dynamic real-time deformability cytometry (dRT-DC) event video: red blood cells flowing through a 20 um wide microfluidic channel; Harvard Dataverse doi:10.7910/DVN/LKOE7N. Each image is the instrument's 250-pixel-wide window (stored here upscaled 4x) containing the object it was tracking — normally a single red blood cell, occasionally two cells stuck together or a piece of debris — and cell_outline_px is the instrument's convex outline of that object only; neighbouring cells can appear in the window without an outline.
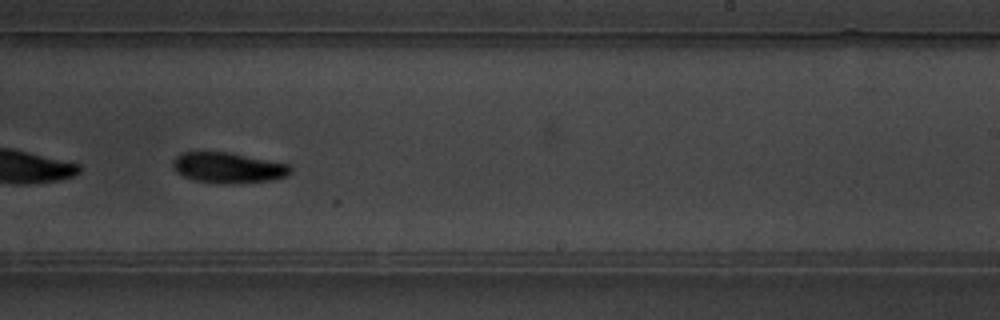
{"species": "common noctule bat (a hibernating species)", "species_latin": "Nyctalus noctula", "temperature_condition": "warm", "stored_images_in_passage": 11, "camera_frame_rate_fps": 3000, "um_per_image_px": 0.085, "animal": {"sex": "male", "body_mass_g": 19.5, "forearm_length_mm": 54.6}, "frame": {"image": 1, "passage_image": 10, "time_ms": 11.0, "image_size_px": [1000, 320], "cell_outline_px": [[292, 172], [288, 176], [272, 180], [228, 184], [224, 184], [192, 180], [176, 172], [172, 168], [172, 160], [180, 152], [232, 152], [288, 164], [292, 168]], "centroid_in_image_um": [19.38, 14.25], "position_along_channel_um": 269.6, "area_um2": 21.27}}